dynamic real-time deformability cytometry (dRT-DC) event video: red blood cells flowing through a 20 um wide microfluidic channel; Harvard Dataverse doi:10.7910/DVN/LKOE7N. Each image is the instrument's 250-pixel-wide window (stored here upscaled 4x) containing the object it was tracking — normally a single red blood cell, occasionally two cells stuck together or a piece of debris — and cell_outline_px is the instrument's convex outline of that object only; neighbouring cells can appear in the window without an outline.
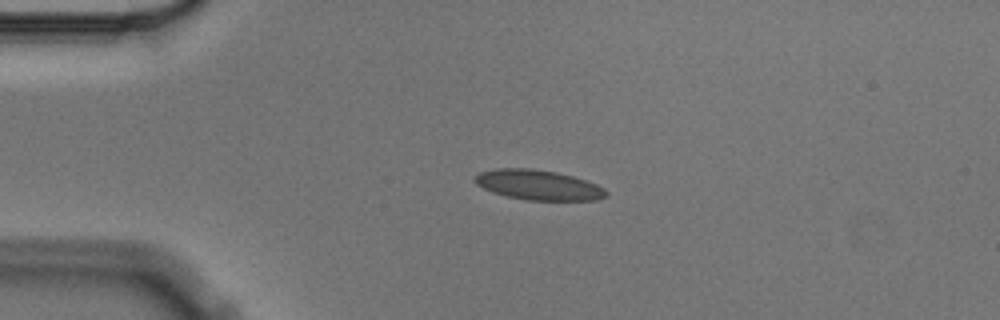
{"species": "Egyptian fruit bat (a non-hibernating species)", "species_latin": "Rousettus aegyptiacus", "temperature_condition": "cold", "stored_images_in_passage": 1, "camera_frame_rate_fps": 3000, "um_per_image_px": 0.085, "animal": {"sex": "male"}, "frame": {"image": 1, "passage_image": 1, "time_ms": 0.0, "image_size_px": [1000, 320], "cell_outline_px": [[608, 192], [604, 196], [596, 200], [528, 200], [508, 196], [492, 192], [476, 184], [476, 176], [480, 172], [496, 168], [532, 168], [556, 172], [572, 176], [596, 184], [604, 188]], "centroid_in_image_um": [45.76, 15.71], "position_along_channel_um": 39.2, "area_um2": 22.66}}